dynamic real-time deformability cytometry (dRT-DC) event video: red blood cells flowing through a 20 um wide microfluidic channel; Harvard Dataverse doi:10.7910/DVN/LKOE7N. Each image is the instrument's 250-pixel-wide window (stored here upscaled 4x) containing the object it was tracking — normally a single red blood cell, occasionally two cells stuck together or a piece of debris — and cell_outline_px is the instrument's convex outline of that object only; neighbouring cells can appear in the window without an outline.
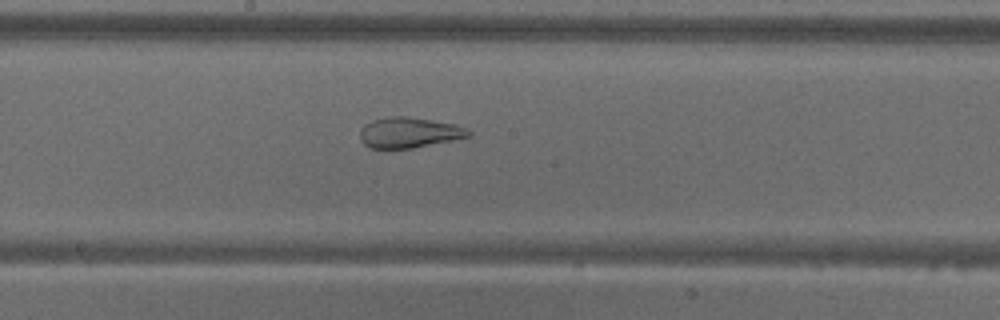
{"species": "common noctule bat (a hibernating species)", "species_latin": "Nyctalus noctula", "temperature_condition": "warm", "stored_images_in_passage": 48, "camera_frame_rate_fps": 3000, "um_per_image_px": 0.085, "animal": {"sex": "male", "body_mass_g": 18.8}, "frame": {"image": 1, "passage_image": 23, "time_ms": 7.333, "image_size_px": [1000, 320], "cell_outline_px": [[472, 136], [412, 148], [372, 148], [364, 144], [360, 140], [360, 128], [364, 124], [372, 120], [388, 116], [408, 116], [456, 124], [468, 128], [472, 132]], "centroid_in_image_um": [34.78, 11.25], "position_along_channel_um": 213.4, "area_um2": 19.48}}
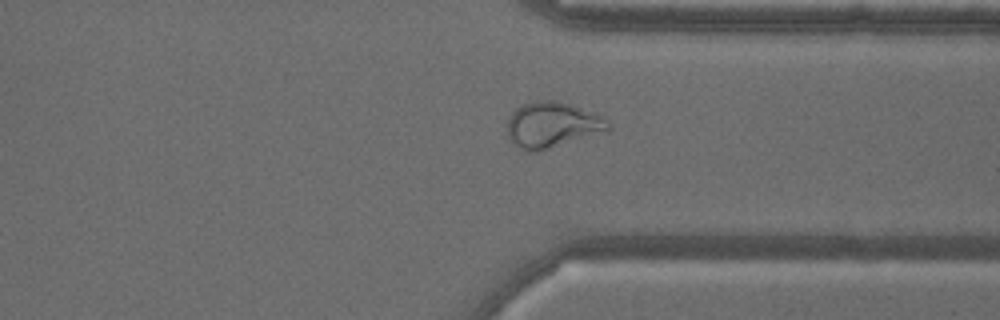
{"frame": {"image": 2, "passage_image": 35, "time_ms": 11.333, "image_size_px": [1000, 320], "cell_outline_px": [[612, 128], [608, 132], [536, 152], [528, 152], [512, 144], [508, 136], [508, 120], [512, 112], [516, 108], [524, 104], [536, 100], [548, 100], [572, 104], [608, 116], [612, 124]], "centroid_in_image_um": [47.04, 10.62], "position_along_channel_um": 364.4, "area_um2": 27.63}}
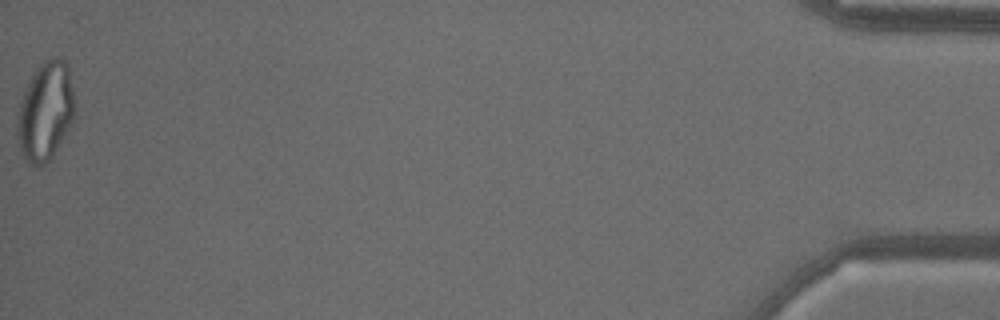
{"frame": {"image": 3, "passage_image": 48, "time_ms": 15.667, "image_size_px": [1000, 320], "cell_outline_px": [[72, 120], [64, 136], [52, 156], [44, 164], [28, 164], [24, 160], [20, 152], [16, 132], [16, 128], [20, 104], [24, 92], [36, 68], [44, 60], [52, 56], [60, 56], [68, 64], [72, 88]], "centroid_in_image_um": [3.83, 9.44], "position_along_channel_um": 431.4, "area_um2": 32.48}, "authors_computed_cell_mechanics": {"area_um2": 27.7729, "velocity_mm_per_s": 3.7878, "shape_relaxation_time_tau1_ms": null, "shape_relaxation_time_tau2_ms": 1.3983, "deformation_change_tau1": null, "deformation_change_tau2": 0.0969}}